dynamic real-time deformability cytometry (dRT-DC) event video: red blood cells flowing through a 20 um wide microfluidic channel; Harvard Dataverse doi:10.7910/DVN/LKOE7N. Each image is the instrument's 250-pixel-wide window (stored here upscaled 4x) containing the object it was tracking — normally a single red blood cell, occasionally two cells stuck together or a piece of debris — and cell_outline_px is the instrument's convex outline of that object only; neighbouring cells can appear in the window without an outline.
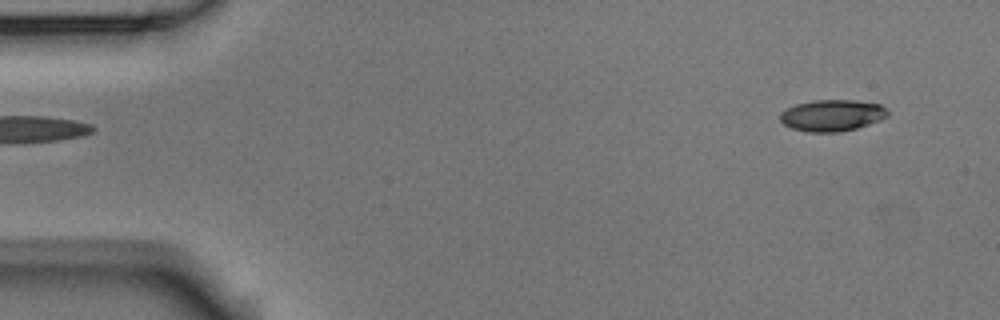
{"species": "Egyptian fruit bat (a non-hibernating species)", "species_latin": "Rousettus aegyptiacus", "temperature_condition": "room temperature", "stored_images_in_passage": 5, "segment_of_instrument_passage": [2, 2], "camera_frame_rate_fps": 3000, "um_per_image_px": 0.085, "animal": {"sex": "male"}, "frame": {"image": 1, "passage_image": 5, "time_ms": 1.333, "image_size_px": [1000, 320], "cell_outline_px": [[888, 116], [880, 120], [856, 128], [836, 132], [808, 132], [792, 128], [784, 124], [780, 120], [780, 112], [796, 104], [812, 100], [856, 100], [880, 104], [888, 112]], "centroid_in_image_um": [70.71, 9.8], "position_along_channel_um": 14.3, "area_um2": 19.65}}